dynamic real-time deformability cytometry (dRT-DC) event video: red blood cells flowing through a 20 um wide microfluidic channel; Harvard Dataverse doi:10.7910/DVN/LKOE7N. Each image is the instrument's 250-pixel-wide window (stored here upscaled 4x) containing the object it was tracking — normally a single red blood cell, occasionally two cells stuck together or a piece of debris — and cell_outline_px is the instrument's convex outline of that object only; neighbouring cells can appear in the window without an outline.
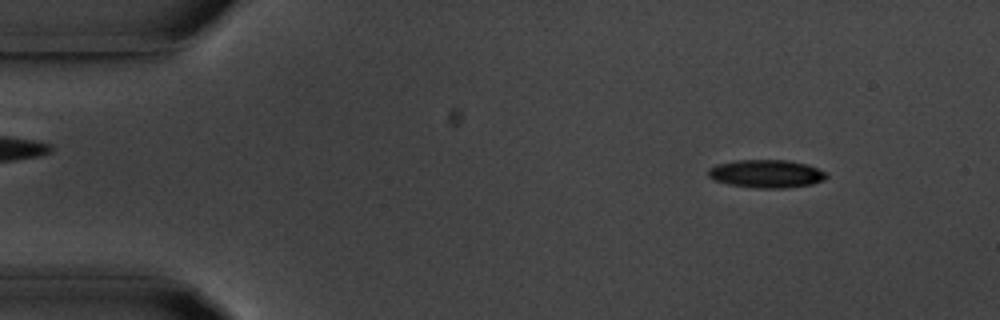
{"species": "common noctule bat (a hibernating species)", "species_latin": "Nyctalus noctula", "temperature_condition": "room temperature", "stored_images_in_passage": 54, "camera_frame_rate_fps": 3000, "um_per_image_px": 0.085, "animal": {"sex": "male", "body_mass_g": 20.1, "forearm_length_mm": 53.5}, "frame": {"image": 1, "passage_image": 6, "time_ms": 1.667, "image_size_px": [1000, 320], "cell_outline_px": [[828, 176], [824, 180], [812, 184], [788, 188], [756, 188], [728, 184], [712, 180], [708, 176], [708, 168], [716, 164], [736, 160], [788, 160], [808, 164], [828, 172]], "centroid_in_image_um": [65.15, 14.77], "position_along_channel_um": 19.8, "area_um2": 19.65}}
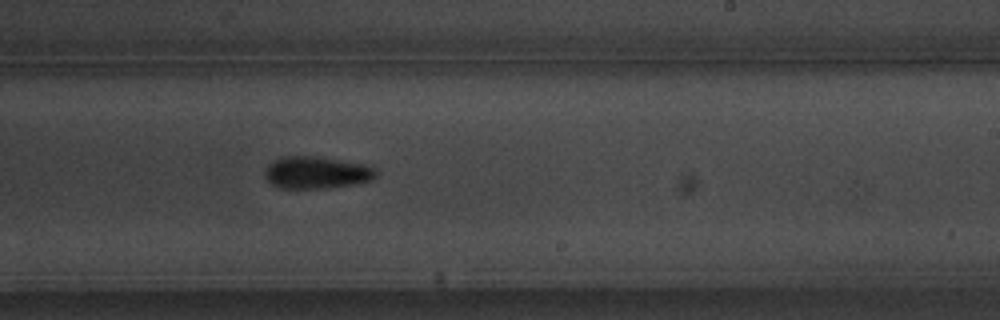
{"frame": {"image": 2, "passage_image": 32, "time_ms": 10.333, "image_size_px": [1000, 320], "cell_outline_px": [[376, 176], [372, 180], [352, 184], [328, 188], [280, 188], [272, 184], [264, 176], [264, 172], [268, 164], [272, 160], [280, 156], [312, 156], [364, 164], [376, 168]], "centroid_in_image_um": [26.86, 14.66], "position_along_channel_um": 262.1, "area_um2": 20.81}}
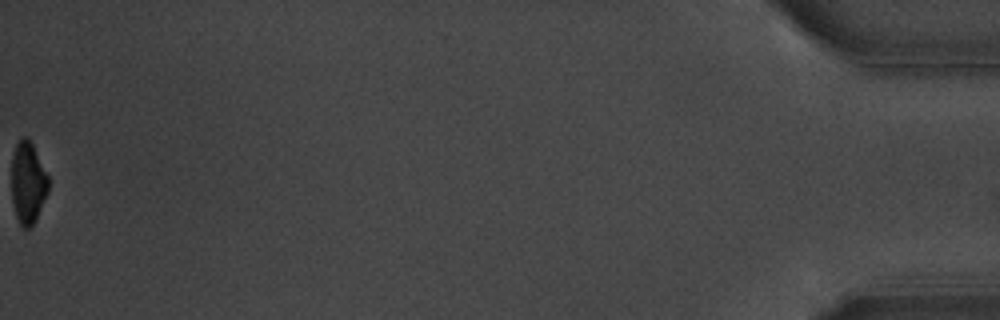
{"frame": {"image": 3, "passage_image": 54, "time_ms": 17.667, "image_size_px": [1000, 320], "cell_outline_px": [[48, 192], [36, 220], [32, 228], [24, 228], [20, 224], [16, 216], [12, 200], [12, 152], [16, 144], [24, 136], [28, 136], [48, 176]], "centroid_in_image_um": [2.37, 15.55], "position_along_channel_um": 432.8, "area_um2": 17.57}, "authors_computed_cell_mechanics": {"area_um2": 19.5653, "velocity_mm_per_s": 3.7198, "shape_relaxation_time_tau1_ms": 3.6315, "shape_relaxation_time_tau2_ms": null, "deformation_change_tau1": 0.129, "deformation_change_tau2": null}}